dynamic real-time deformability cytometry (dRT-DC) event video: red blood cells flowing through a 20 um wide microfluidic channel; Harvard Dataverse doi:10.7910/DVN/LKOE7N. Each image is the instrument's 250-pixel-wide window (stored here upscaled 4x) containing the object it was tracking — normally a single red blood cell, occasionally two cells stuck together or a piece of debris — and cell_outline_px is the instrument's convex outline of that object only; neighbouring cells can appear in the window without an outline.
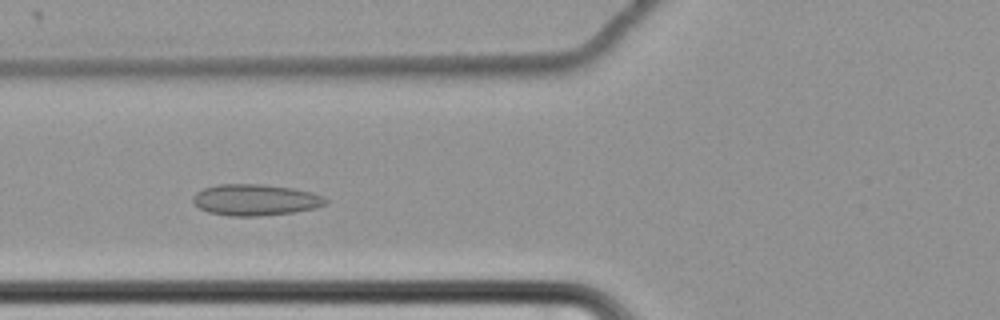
{"species": "common noctule bat (a hibernating species)", "species_latin": "Nyctalus noctula", "temperature_condition": "cold", "stored_images_in_passage": 57, "camera_frame_rate_fps": 3000, "um_per_image_px": 0.085, "animal": {"sex": "female", "body_mass_g": 22.7, "forearm_length_mm": 54.2}, "frame": {"image": 1, "passage_image": 20, "time_ms": 6.333, "image_size_px": [1000, 320], "cell_outline_px": [[328, 204], [316, 208], [292, 212], [260, 216], [232, 216], [208, 212], [200, 208], [192, 200], [192, 196], [196, 192], [204, 188], [220, 184], [264, 184], [292, 188], [312, 192], [324, 196], [328, 200]], "centroid_in_image_um": [21.74, 16.98], "position_along_channel_um": 104.1, "area_um2": 24.28}}
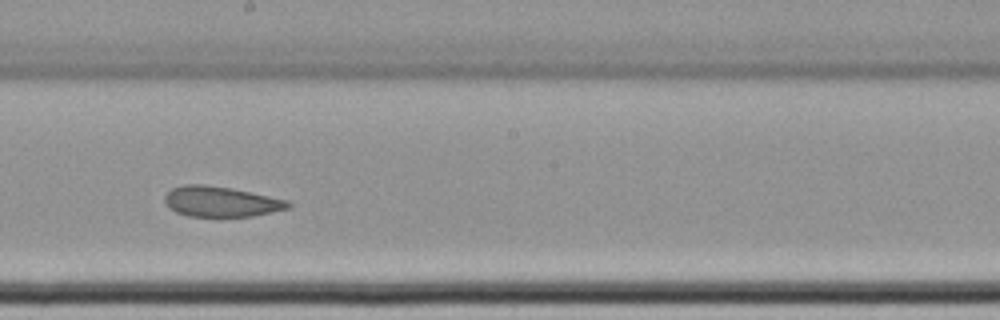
{"frame": {"image": 2, "passage_image": 31, "time_ms": 10.0, "image_size_px": [1000, 320], "cell_outline_px": [[292, 204], [288, 208], [272, 212], [252, 216], [188, 216], [176, 212], [168, 208], [164, 200], [164, 196], [172, 188], [184, 184], [204, 184], [232, 188], [288, 200]], "centroid_in_image_um": [18.75, 17.13], "position_along_channel_um": 229.4, "area_um2": 21.85}}
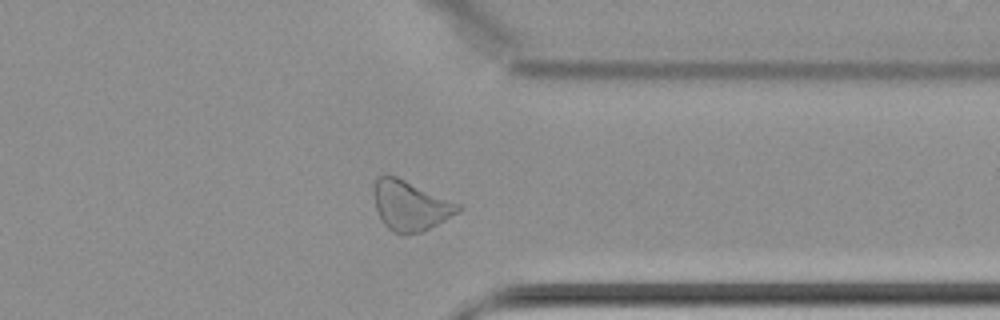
{"frame": {"image": 3, "passage_image": 44, "time_ms": 14.333, "image_size_px": [1000, 320], "cell_outline_px": [[464, 208], [460, 212], [420, 232], [408, 236], [404, 236], [392, 232], [380, 220], [376, 208], [372, 184], [380, 176], [396, 176], [460, 204]], "centroid_in_image_um": [34.86, 17.5], "position_along_channel_um": 376.5, "area_um2": 24.51}, "authors_computed_cell_mechanics": {"area_um2": 24.7962, "velocity_mm_per_s": 3.4208, "shape_relaxation_time_tau1_ms": null, "shape_relaxation_time_tau2_ms": 2.2435, "deformation_change_tau1": null, "deformation_change_tau2": 0.0778}}